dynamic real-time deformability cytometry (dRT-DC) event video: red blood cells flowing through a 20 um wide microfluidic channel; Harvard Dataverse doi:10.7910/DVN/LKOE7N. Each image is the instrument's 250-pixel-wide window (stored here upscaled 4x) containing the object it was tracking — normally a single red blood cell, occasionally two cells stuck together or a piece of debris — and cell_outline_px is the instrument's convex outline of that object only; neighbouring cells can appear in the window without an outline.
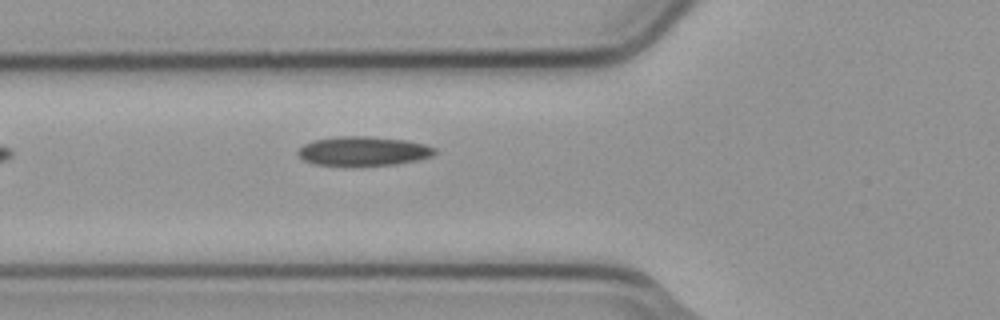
{"species": "common noctule bat (a hibernating species)", "species_latin": "Nyctalus noctula", "temperature_condition": "cold", "stored_images_in_passage": 2, "camera_frame_rate_fps": 3000, "um_per_image_px": 0.085, "animal": {"sex": "male", "body_mass_g": 23.1, "forearm_length_mm": 52.7}, "frame": {"image": 1, "passage_image": 2, "time_ms": 0.333, "image_size_px": [1000, 320], "cell_outline_px": [[436, 152], [432, 156], [416, 160], [396, 164], [312, 164], [304, 160], [296, 152], [304, 144], [312, 140], [336, 136], [368, 136], [404, 140], [424, 144], [436, 148]], "centroid_in_image_um": [30.87, 12.82], "position_along_channel_um": 94.9, "area_um2": 22.83}}